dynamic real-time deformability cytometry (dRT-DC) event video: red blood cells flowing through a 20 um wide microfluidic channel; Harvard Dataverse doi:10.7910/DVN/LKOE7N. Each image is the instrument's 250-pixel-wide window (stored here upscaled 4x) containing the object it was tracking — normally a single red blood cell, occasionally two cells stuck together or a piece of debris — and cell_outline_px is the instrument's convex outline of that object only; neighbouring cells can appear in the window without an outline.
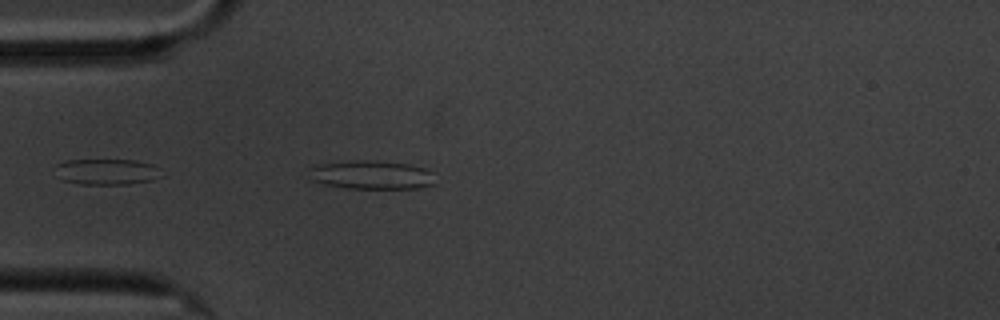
{"species": "common noctule bat (a hibernating species)", "species_latin": "Nyctalus noctula", "temperature_condition": "cold", "stored_images_in_passage": 5, "camera_frame_rate_fps": 3000, "um_per_image_px": 0.085, "animal": {"sex": "male", "body_mass_g": 20.1, "forearm_length_mm": 53.5}, "frame": {"image": 1, "passage_image": 5, "time_ms": 4.667, "image_size_px": [1000, 320], "cell_outline_px": [[436, 184], [420, 188], [344, 188], [324, 184], [312, 180], [308, 168], [312, 164], [356, 160], [372, 160], [408, 164], [428, 168], [432, 172]], "centroid_in_image_um": [31.58, 14.85], "position_along_channel_um": 53.4, "area_um2": 21.44}}